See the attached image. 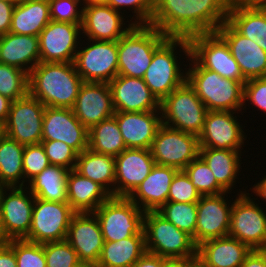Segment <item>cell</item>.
I'll list each match as a JSON object with an SVG mask.
<instances>
[{"label": "cell", "mask_w": 266, "mask_h": 267, "mask_svg": "<svg viewBox=\"0 0 266 267\" xmlns=\"http://www.w3.org/2000/svg\"><path fill=\"white\" fill-rule=\"evenodd\" d=\"M187 61L189 68H186L187 65L184 68L186 81L208 111L242 112L245 83L226 79L215 71L204 69L191 55Z\"/></svg>", "instance_id": "obj_3"}, {"label": "cell", "mask_w": 266, "mask_h": 267, "mask_svg": "<svg viewBox=\"0 0 266 267\" xmlns=\"http://www.w3.org/2000/svg\"><path fill=\"white\" fill-rule=\"evenodd\" d=\"M24 148L4 134L0 137V181L9 187H24Z\"/></svg>", "instance_id": "obj_36"}, {"label": "cell", "mask_w": 266, "mask_h": 267, "mask_svg": "<svg viewBox=\"0 0 266 267\" xmlns=\"http://www.w3.org/2000/svg\"><path fill=\"white\" fill-rule=\"evenodd\" d=\"M0 63L17 67L28 74L40 63L39 37L10 32L0 35Z\"/></svg>", "instance_id": "obj_28"}, {"label": "cell", "mask_w": 266, "mask_h": 267, "mask_svg": "<svg viewBox=\"0 0 266 267\" xmlns=\"http://www.w3.org/2000/svg\"><path fill=\"white\" fill-rule=\"evenodd\" d=\"M150 24H134L118 41V75L143 78L155 50L168 38Z\"/></svg>", "instance_id": "obj_5"}, {"label": "cell", "mask_w": 266, "mask_h": 267, "mask_svg": "<svg viewBox=\"0 0 266 267\" xmlns=\"http://www.w3.org/2000/svg\"><path fill=\"white\" fill-rule=\"evenodd\" d=\"M178 47L180 51L176 50ZM179 52H183L186 59L190 57L189 39L169 36L155 50L151 64L142 78L159 102L186 81V69L184 71L180 67L182 63L177 56Z\"/></svg>", "instance_id": "obj_4"}, {"label": "cell", "mask_w": 266, "mask_h": 267, "mask_svg": "<svg viewBox=\"0 0 266 267\" xmlns=\"http://www.w3.org/2000/svg\"><path fill=\"white\" fill-rule=\"evenodd\" d=\"M9 242H10V239L7 237V235L4 231L2 219H1V215H0V246L6 245Z\"/></svg>", "instance_id": "obj_59"}, {"label": "cell", "mask_w": 266, "mask_h": 267, "mask_svg": "<svg viewBox=\"0 0 266 267\" xmlns=\"http://www.w3.org/2000/svg\"><path fill=\"white\" fill-rule=\"evenodd\" d=\"M86 41L87 46L79 45L76 52L77 73L84 82L109 83L118 75L117 41Z\"/></svg>", "instance_id": "obj_11"}, {"label": "cell", "mask_w": 266, "mask_h": 267, "mask_svg": "<svg viewBox=\"0 0 266 267\" xmlns=\"http://www.w3.org/2000/svg\"><path fill=\"white\" fill-rule=\"evenodd\" d=\"M28 94V74L17 67L0 63V95L12 101Z\"/></svg>", "instance_id": "obj_41"}, {"label": "cell", "mask_w": 266, "mask_h": 267, "mask_svg": "<svg viewBox=\"0 0 266 267\" xmlns=\"http://www.w3.org/2000/svg\"><path fill=\"white\" fill-rule=\"evenodd\" d=\"M75 213L68 202L46 201L35 197L32 225L24 239L39 244L66 240Z\"/></svg>", "instance_id": "obj_12"}, {"label": "cell", "mask_w": 266, "mask_h": 267, "mask_svg": "<svg viewBox=\"0 0 266 267\" xmlns=\"http://www.w3.org/2000/svg\"><path fill=\"white\" fill-rule=\"evenodd\" d=\"M42 140L63 141L80 154L88 148V129L76 118L73 109L45 107Z\"/></svg>", "instance_id": "obj_18"}, {"label": "cell", "mask_w": 266, "mask_h": 267, "mask_svg": "<svg viewBox=\"0 0 266 267\" xmlns=\"http://www.w3.org/2000/svg\"><path fill=\"white\" fill-rule=\"evenodd\" d=\"M178 171L174 167L155 164L128 198L142 211H158L167 202L170 184Z\"/></svg>", "instance_id": "obj_27"}, {"label": "cell", "mask_w": 266, "mask_h": 267, "mask_svg": "<svg viewBox=\"0 0 266 267\" xmlns=\"http://www.w3.org/2000/svg\"><path fill=\"white\" fill-rule=\"evenodd\" d=\"M238 112L208 111L203 129L198 136L199 147L244 150L246 133L237 119ZM235 115V116H234ZM243 146V147H242Z\"/></svg>", "instance_id": "obj_16"}, {"label": "cell", "mask_w": 266, "mask_h": 267, "mask_svg": "<svg viewBox=\"0 0 266 267\" xmlns=\"http://www.w3.org/2000/svg\"><path fill=\"white\" fill-rule=\"evenodd\" d=\"M0 267H17L15 253L8 244L0 246Z\"/></svg>", "instance_id": "obj_53"}, {"label": "cell", "mask_w": 266, "mask_h": 267, "mask_svg": "<svg viewBox=\"0 0 266 267\" xmlns=\"http://www.w3.org/2000/svg\"><path fill=\"white\" fill-rule=\"evenodd\" d=\"M233 200L228 235L246 244L251 250H261L266 243V210L254 201L253 195L239 191ZM251 195V196H249Z\"/></svg>", "instance_id": "obj_9"}, {"label": "cell", "mask_w": 266, "mask_h": 267, "mask_svg": "<svg viewBox=\"0 0 266 267\" xmlns=\"http://www.w3.org/2000/svg\"><path fill=\"white\" fill-rule=\"evenodd\" d=\"M146 251L167 259L190 260L197 257V246L192 237L167 221L157 211L144 216Z\"/></svg>", "instance_id": "obj_6"}, {"label": "cell", "mask_w": 266, "mask_h": 267, "mask_svg": "<svg viewBox=\"0 0 266 267\" xmlns=\"http://www.w3.org/2000/svg\"><path fill=\"white\" fill-rule=\"evenodd\" d=\"M43 247L46 267H80L82 264L66 240L44 243Z\"/></svg>", "instance_id": "obj_43"}, {"label": "cell", "mask_w": 266, "mask_h": 267, "mask_svg": "<svg viewBox=\"0 0 266 267\" xmlns=\"http://www.w3.org/2000/svg\"><path fill=\"white\" fill-rule=\"evenodd\" d=\"M250 252L246 244L229 235L197 246V258L207 267H240Z\"/></svg>", "instance_id": "obj_29"}, {"label": "cell", "mask_w": 266, "mask_h": 267, "mask_svg": "<svg viewBox=\"0 0 266 267\" xmlns=\"http://www.w3.org/2000/svg\"><path fill=\"white\" fill-rule=\"evenodd\" d=\"M49 165L48 157L41 143L25 145L23 154L24 187Z\"/></svg>", "instance_id": "obj_45"}, {"label": "cell", "mask_w": 266, "mask_h": 267, "mask_svg": "<svg viewBox=\"0 0 266 267\" xmlns=\"http://www.w3.org/2000/svg\"><path fill=\"white\" fill-rule=\"evenodd\" d=\"M230 193L235 192L202 196L197 202L196 246L210 239L228 236L233 202L226 197Z\"/></svg>", "instance_id": "obj_17"}, {"label": "cell", "mask_w": 266, "mask_h": 267, "mask_svg": "<svg viewBox=\"0 0 266 267\" xmlns=\"http://www.w3.org/2000/svg\"><path fill=\"white\" fill-rule=\"evenodd\" d=\"M50 21L48 0H20L14 6L9 32L39 36Z\"/></svg>", "instance_id": "obj_32"}, {"label": "cell", "mask_w": 266, "mask_h": 267, "mask_svg": "<svg viewBox=\"0 0 266 267\" xmlns=\"http://www.w3.org/2000/svg\"><path fill=\"white\" fill-rule=\"evenodd\" d=\"M183 171L201 196L218 195L227 192L216 180L206 162L198 155Z\"/></svg>", "instance_id": "obj_40"}, {"label": "cell", "mask_w": 266, "mask_h": 267, "mask_svg": "<svg viewBox=\"0 0 266 267\" xmlns=\"http://www.w3.org/2000/svg\"><path fill=\"white\" fill-rule=\"evenodd\" d=\"M185 267H207L199 258L185 260Z\"/></svg>", "instance_id": "obj_58"}, {"label": "cell", "mask_w": 266, "mask_h": 267, "mask_svg": "<svg viewBox=\"0 0 266 267\" xmlns=\"http://www.w3.org/2000/svg\"><path fill=\"white\" fill-rule=\"evenodd\" d=\"M69 170L49 165L26 185L34 197L53 202H68L67 175Z\"/></svg>", "instance_id": "obj_35"}, {"label": "cell", "mask_w": 266, "mask_h": 267, "mask_svg": "<svg viewBox=\"0 0 266 267\" xmlns=\"http://www.w3.org/2000/svg\"><path fill=\"white\" fill-rule=\"evenodd\" d=\"M244 152L230 149L199 147V156L213 172L217 182L227 191L233 190L238 175L241 176V154ZM241 162V163H240ZM233 187V188H232Z\"/></svg>", "instance_id": "obj_31"}, {"label": "cell", "mask_w": 266, "mask_h": 267, "mask_svg": "<svg viewBox=\"0 0 266 267\" xmlns=\"http://www.w3.org/2000/svg\"><path fill=\"white\" fill-rule=\"evenodd\" d=\"M162 124L199 136L208 112L195 90L185 81L160 102Z\"/></svg>", "instance_id": "obj_7"}, {"label": "cell", "mask_w": 266, "mask_h": 267, "mask_svg": "<svg viewBox=\"0 0 266 267\" xmlns=\"http://www.w3.org/2000/svg\"><path fill=\"white\" fill-rule=\"evenodd\" d=\"M15 4L0 1V35L7 34L10 31Z\"/></svg>", "instance_id": "obj_50"}, {"label": "cell", "mask_w": 266, "mask_h": 267, "mask_svg": "<svg viewBox=\"0 0 266 267\" xmlns=\"http://www.w3.org/2000/svg\"><path fill=\"white\" fill-rule=\"evenodd\" d=\"M227 21L266 52V9L229 8Z\"/></svg>", "instance_id": "obj_37"}, {"label": "cell", "mask_w": 266, "mask_h": 267, "mask_svg": "<svg viewBox=\"0 0 266 267\" xmlns=\"http://www.w3.org/2000/svg\"><path fill=\"white\" fill-rule=\"evenodd\" d=\"M230 0H154L150 25L167 36L216 32L227 20Z\"/></svg>", "instance_id": "obj_1"}, {"label": "cell", "mask_w": 266, "mask_h": 267, "mask_svg": "<svg viewBox=\"0 0 266 267\" xmlns=\"http://www.w3.org/2000/svg\"><path fill=\"white\" fill-rule=\"evenodd\" d=\"M8 189H9V186L0 181V210H1L4 194Z\"/></svg>", "instance_id": "obj_61"}, {"label": "cell", "mask_w": 266, "mask_h": 267, "mask_svg": "<svg viewBox=\"0 0 266 267\" xmlns=\"http://www.w3.org/2000/svg\"><path fill=\"white\" fill-rule=\"evenodd\" d=\"M48 2L51 20L82 24L83 7L81 6L83 4L81 0H48Z\"/></svg>", "instance_id": "obj_46"}, {"label": "cell", "mask_w": 266, "mask_h": 267, "mask_svg": "<svg viewBox=\"0 0 266 267\" xmlns=\"http://www.w3.org/2000/svg\"><path fill=\"white\" fill-rule=\"evenodd\" d=\"M157 212L190 235L195 243L197 203L167 201Z\"/></svg>", "instance_id": "obj_39"}, {"label": "cell", "mask_w": 266, "mask_h": 267, "mask_svg": "<svg viewBox=\"0 0 266 267\" xmlns=\"http://www.w3.org/2000/svg\"><path fill=\"white\" fill-rule=\"evenodd\" d=\"M162 267H185V260L181 259H168Z\"/></svg>", "instance_id": "obj_57"}, {"label": "cell", "mask_w": 266, "mask_h": 267, "mask_svg": "<svg viewBox=\"0 0 266 267\" xmlns=\"http://www.w3.org/2000/svg\"><path fill=\"white\" fill-rule=\"evenodd\" d=\"M112 195L99 183L82 176L75 169L67 175V199L76 213L94 212Z\"/></svg>", "instance_id": "obj_30"}, {"label": "cell", "mask_w": 266, "mask_h": 267, "mask_svg": "<svg viewBox=\"0 0 266 267\" xmlns=\"http://www.w3.org/2000/svg\"><path fill=\"white\" fill-rule=\"evenodd\" d=\"M0 1L17 3V2L20 1V0H0Z\"/></svg>", "instance_id": "obj_64"}, {"label": "cell", "mask_w": 266, "mask_h": 267, "mask_svg": "<svg viewBox=\"0 0 266 267\" xmlns=\"http://www.w3.org/2000/svg\"><path fill=\"white\" fill-rule=\"evenodd\" d=\"M72 109L76 118L88 130L114 116L109 83L84 82Z\"/></svg>", "instance_id": "obj_24"}, {"label": "cell", "mask_w": 266, "mask_h": 267, "mask_svg": "<svg viewBox=\"0 0 266 267\" xmlns=\"http://www.w3.org/2000/svg\"><path fill=\"white\" fill-rule=\"evenodd\" d=\"M4 134V126L0 123V137Z\"/></svg>", "instance_id": "obj_63"}, {"label": "cell", "mask_w": 266, "mask_h": 267, "mask_svg": "<svg viewBox=\"0 0 266 267\" xmlns=\"http://www.w3.org/2000/svg\"><path fill=\"white\" fill-rule=\"evenodd\" d=\"M11 104L12 100H10L5 96L0 95V123H2L3 125L7 121Z\"/></svg>", "instance_id": "obj_56"}, {"label": "cell", "mask_w": 266, "mask_h": 267, "mask_svg": "<svg viewBox=\"0 0 266 267\" xmlns=\"http://www.w3.org/2000/svg\"><path fill=\"white\" fill-rule=\"evenodd\" d=\"M81 25L51 20L38 36L40 62H74L83 44Z\"/></svg>", "instance_id": "obj_15"}, {"label": "cell", "mask_w": 266, "mask_h": 267, "mask_svg": "<svg viewBox=\"0 0 266 267\" xmlns=\"http://www.w3.org/2000/svg\"><path fill=\"white\" fill-rule=\"evenodd\" d=\"M112 103L118 112H146L160 110V102L142 78L117 75L109 82Z\"/></svg>", "instance_id": "obj_25"}, {"label": "cell", "mask_w": 266, "mask_h": 267, "mask_svg": "<svg viewBox=\"0 0 266 267\" xmlns=\"http://www.w3.org/2000/svg\"><path fill=\"white\" fill-rule=\"evenodd\" d=\"M8 245L15 253L17 267H46L43 244L12 239Z\"/></svg>", "instance_id": "obj_42"}, {"label": "cell", "mask_w": 266, "mask_h": 267, "mask_svg": "<svg viewBox=\"0 0 266 267\" xmlns=\"http://www.w3.org/2000/svg\"><path fill=\"white\" fill-rule=\"evenodd\" d=\"M34 200V195L26 186L9 187L5 192L0 215L4 231L10 240L24 239L29 234Z\"/></svg>", "instance_id": "obj_21"}, {"label": "cell", "mask_w": 266, "mask_h": 267, "mask_svg": "<svg viewBox=\"0 0 266 267\" xmlns=\"http://www.w3.org/2000/svg\"><path fill=\"white\" fill-rule=\"evenodd\" d=\"M167 258L145 252L132 267H162Z\"/></svg>", "instance_id": "obj_51"}, {"label": "cell", "mask_w": 266, "mask_h": 267, "mask_svg": "<svg viewBox=\"0 0 266 267\" xmlns=\"http://www.w3.org/2000/svg\"><path fill=\"white\" fill-rule=\"evenodd\" d=\"M50 165L64 167L68 170L75 169L78 153L63 141L42 140Z\"/></svg>", "instance_id": "obj_44"}, {"label": "cell", "mask_w": 266, "mask_h": 267, "mask_svg": "<svg viewBox=\"0 0 266 267\" xmlns=\"http://www.w3.org/2000/svg\"><path fill=\"white\" fill-rule=\"evenodd\" d=\"M114 117L119 125L126 148L150 149L156 133L162 125L160 110L146 112L115 111Z\"/></svg>", "instance_id": "obj_26"}, {"label": "cell", "mask_w": 266, "mask_h": 267, "mask_svg": "<svg viewBox=\"0 0 266 267\" xmlns=\"http://www.w3.org/2000/svg\"><path fill=\"white\" fill-rule=\"evenodd\" d=\"M75 170L82 176L102 185L114 196L115 157L87 148L78 154Z\"/></svg>", "instance_id": "obj_34"}, {"label": "cell", "mask_w": 266, "mask_h": 267, "mask_svg": "<svg viewBox=\"0 0 266 267\" xmlns=\"http://www.w3.org/2000/svg\"><path fill=\"white\" fill-rule=\"evenodd\" d=\"M250 190L253 191H251V193H254L255 196H257V198L253 197L254 200H257L258 197H260L263 202L264 200L266 202V175L264 177L262 176L260 182L258 181L252 188L250 187Z\"/></svg>", "instance_id": "obj_55"}, {"label": "cell", "mask_w": 266, "mask_h": 267, "mask_svg": "<svg viewBox=\"0 0 266 267\" xmlns=\"http://www.w3.org/2000/svg\"><path fill=\"white\" fill-rule=\"evenodd\" d=\"M83 7L88 5L107 4L108 0H81Z\"/></svg>", "instance_id": "obj_60"}, {"label": "cell", "mask_w": 266, "mask_h": 267, "mask_svg": "<svg viewBox=\"0 0 266 267\" xmlns=\"http://www.w3.org/2000/svg\"><path fill=\"white\" fill-rule=\"evenodd\" d=\"M107 4L123 14L126 12L125 8H129L128 11L133 10L130 18L133 24H150L154 11V0H108Z\"/></svg>", "instance_id": "obj_47"}, {"label": "cell", "mask_w": 266, "mask_h": 267, "mask_svg": "<svg viewBox=\"0 0 266 267\" xmlns=\"http://www.w3.org/2000/svg\"><path fill=\"white\" fill-rule=\"evenodd\" d=\"M201 194L183 170H179L170 184L167 201L197 203Z\"/></svg>", "instance_id": "obj_48"}, {"label": "cell", "mask_w": 266, "mask_h": 267, "mask_svg": "<svg viewBox=\"0 0 266 267\" xmlns=\"http://www.w3.org/2000/svg\"><path fill=\"white\" fill-rule=\"evenodd\" d=\"M188 39L190 55L204 69L215 71L226 79L246 83L227 43L217 32L195 34Z\"/></svg>", "instance_id": "obj_10"}, {"label": "cell", "mask_w": 266, "mask_h": 267, "mask_svg": "<svg viewBox=\"0 0 266 267\" xmlns=\"http://www.w3.org/2000/svg\"><path fill=\"white\" fill-rule=\"evenodd\" d=\"M66 241L76 251L82 264H97L105 241L96 215L93 212L75 213Z\"/></svg>", "instance_id": "obj_19"}, {"label": "cell", "mask_w": 266, "mask_h": 267, "mask_svg": "<svg viewBox=\"0 0 266 267\" xmlns=\"http://www.w3.org/2000/svg\"><path fill=\"white\" fill-rule=\"evenodd\" d=\"M150 151L155 164L183 170L199 155L198 136L162 124Z\"/></svg>", "instance_id": "obj_13"}, {"label": "cell", "mask_w": 266, "mask_h": 267, "mask_svg": "<svg viewBox=\"0 0 266 267\" xmlns=\"http://www.w3.org/2000/svg\"><path fill=\"white\" fill-rule=\"evenodd\" d=\"M230 8L266 9V0H230Z\"/></svg>", "instance_id": "obj_54"}, {"label": "cell", "mask_w": 266, "mask_h": 267, "mask_svg": "<svg viewBox=\"0 0 266 267\" xmlns=\"http://www.w3.org/2000/svg\"><path fill=\"white\" fill-rule=\"evenodd\" d=\"M227 43L246 80L266 77V52L227 20L216 30Z\"/></svg>", "instance_id": "obj_23"}, {"label": "cell", "mask_w": 266, "mask_h": 267, "mask_svg": "<svg viewBox=\"0 0 266 267\" xmlns=\"http://www.w3.org/2000/svg\"><path fill=\"white\" fill-rule=\"evenodd\" d=\"M261 250L266 254V243H265L264 247Z\"/></svg>", "instance_id": "obj_65"}, {"label": "cell", "mask_w": 266, "mask_h": 267, "mask_svg": "<svg viewBox=\"0 0 266 267\" xmlns=\"http://www.w3.org/2000/svg\"><path fill=\"white\" fill-rule=\"evenodd\" d=\"M80 267H100L98 264H81Z\"/></svg>", "instance_id": "obj_62"}, {"label": "cell", "mask_w": 266, "mask_h": 267, "mask_svg": "<svg viewBox=\"0 0 266 267\" xmlns=\"http://www.w3.org/2000/svg\"><path fill=\"white\" fill-rule=\"evenodd\" d=\"M240 267H266V254L262 250H251Z\"/></svg>", "instance_id": "obj_52"}, {"label": "cell", "mask_w": 266, "mask_h": 267, "mask_svg": "<svg viewBox=\"0 0 266 267\" xmlns=\"http://www.w3.org/2000/svg\"><path fill=\"white\" fill-rule=\"evenodd\" d=\"M83 83L74 62H40L28 73V94L46 107L72 109Z\"/></svg>", "instance_id": "obj_2"}, {"label": "cell", "mask_w": 266, "mask_h": 267, "mask_svg": "<svg viewBox=\"0 0 266 267\" xmlns=\"http://www.w3.org/2000/svg\"><path fill=\"white\" fill-rule=\"evenodd\" d=\"M146 252L144 234L105 241L97 264L100 267H132Z\"/></svg>", "instance_id": "obj_33"}, {"label": "cell", "mask_w": 266, "mask_h": 267, "mask_svg": "<svg viewBox=\"0 0 266 267\" xmlns=\"http://www.w3.org/2000/svg\"><path fill=\"white\" fill-rule=\"evenodd\" d=\"M88 148L94 152L114 157L126 149L114 116L101 121L88 130Z\"/></svg>", "instance_id": "obj_38"}, {"label": "cell", "mask_w": 266, "mask_h": 267, "mask_svg": "<svg viewBox=\"0 0 266 267\" xmlns=\"http://www.w3.org/2000/svg\"><path fill=\"white\" fill-rule=\"evenodd\" d=\"M155 165L150 149L126 148L115 157L114 197H128Z\"/></svg>", "instance_id": "obj_22"}, {"label": "cell", "mask_w": 266, "mask_h": 267, "mask_svg": "<svg viewBox=\"0 0 266 267\" xmlns=\"http://www.w3.org/2000/svg\"><path fill=\"white\" fill-rule=\"evenodd\" d=\"M45 107L29 94L12 101L4 135L24 146L41 143Z\"/></svg>", "instance_id": "obj_14"}, {"label": "cell", "mask_w": 266, "mask_h": 267, "mask_svg": "<svg viewBox=\"0 0 266 267\" xmlns=\"http://www.w3.org/2000/svg\"><path fill=\"white\" fill-rule=\"evenodd\" d=\"M100 224L104 241H119L144 234L142 211L128 197L111 196L93 212Z\"/></svg>", "instance_id": "obj_8"}, {"label": "cell", "mask_w": 266, "mask_h": 267, "mask_svg": "<svg viewBox=\"0 0 266 267\" xmlns=\"http://www.w3.org/2000/svg\"><path fill=\"white\" fill-rule=\"evenodd\" d=\"M126 14L114 10L108 4L88 5L83 7V20L81 25L82 39L118 41L134 24Z\"/></svg>", "instance_id": "obj_20"}, {"label": "cell", "mask_w": 266, "mask_h": 267, "mask_svg": "<svg viewBox=\"0 0 266 267\" xmlns=\"http://www.w3.org/2000/svg\"><path fill=\"white\" fill-rule=\"evenodd\" d=\"M243 110L247 103L252 104L258 110L266 114V77L252 78L244 84Z\"/></svg>", "instance_id": "obj_49"}]
</instances>
